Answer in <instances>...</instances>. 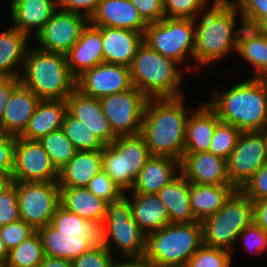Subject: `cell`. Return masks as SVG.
<instances>
[{
  "instance_id": "obj_1",
  "label": "cell",
  "mask_w": 267,
  "mask_h": 267,
  "mask_svg": "<svg viewBox=\"0 0 267 267\" xmlns=\"http://www.w3.org/2000/svg\"><path fill=\"white\" fill-rule=\"evenodd\" d=\"M183 101L182 96L147 100L140 134L151 156H168L181 161L186 123L191 113Z\"/></svg>"
},
{
  "instance_id": "obj_2",
  "label": "cell",
  "mask_w": 267,
  "mask_h": 267,
  "mask_svg": "<svg viewBox=\"0 0 267 267\" xmlns=\"http://www.w3.org/2000/svg\"><path fill=\"white\" fill-rule=\"evenodd\" d=\"M207 103L221 122L241 132L262 131L267 119V78L251 77L224 92H213Z\"/></svg>"
},
{
  "instance_id": "obj_3",
  "label": "cell",
  "mask_w": 267,
  "mask_h": 267,
  "mask_svg": "<svg viewBox=\"0 0 267 267\" xmlns=\"http://www.w3.org/2000/svg\"><path fill=\"white\" fill-rule=\"evenodd\" d=\"M208 8L206 13L200 15V21L195 19L194 60L197 67L224 59L233 50L236 52L241 29L235 30L236 15L241 19V14L233 0H214Z\"/></svg>"
},
{
  "instance_id": "obj_4",
  "label": "cell",
  "mask_w": 267,
  "mask_h": 267,
  "mask_svg": "<svg viewBox=\"0 0 267 267\" xmlns=\"http://www.w3.org/2000/svg\"><path fill=\"white\" fill-rule=\"evenodd\" d=\"M29 49L20 70L21 83L40 99L66 100L76 88V78L69 70L66 55L38 47Z\"/></svg>"
},
{
  "instance_id": "obj_5",
  "label": "cell",
  "mask_w": 267,
  "mask_h": 267,
  "mask_svg": "<svg viewBox=\"0 0 267 267\" xmlns=\"http://www.w3.org/2000/svg\"><path fill=\"white\" fill-rule=\"evenodd\" d=\"M202 245L200 221L170 223L145 235L142 259L157 267H185Z\"/></svg>"
},
{
  "instance_id": "obj_6",
  "label": "cell",
  "mask_w": 267,
  "mask_h": 267,
  "mask_svg": "<svg viewBox=\"0 0 267 267\" xmlns=\"http://www.w3.org/2000/svg\"><path fill=\"white\" fill-rule=\"evenodd\" d=\"M178 65L175 60L164 57L143 42L130 66L132 84L148 99L181 97L178 88L182 75Z\"/></svg>"
},
{
  "instance_id": "obj_7",
  "label": "cell",
  "mask_w": 267,
  "mask_h": 267,
  "mask_svg": "<svg viewBox=\"0 0 267 267\" xmlns=\"http://www.w3.org/2000/svg\"><path fill=\"white\" fill-rule=\"evenodd\" d=\"M253 222V200L236 189L216 213L201 221L203 244L232 251L239 234Z\"/></svg>"
},
{
  "instance_id": "obj_8",
  "label": "cell",
  "mask_w": 267,
  "mask_h": 267,
  "mask_svg": "<svg viewBox=\"0 0 267 267\" xmlns=\"http://www.w3.org/2000/svg\"><path fill=\"white\" fill-rule=\"evenodd\" d=\"M150 156L141 134L117 136L102 150V170L126 192L134 187Z\"/></svg>"
},
{
  "instance_id": "obj_9",
  "label": "cell",
  "mask_w": 267,
  "mask_h": 267,
  "mask_svg": "<svg viewBox=\"0 0 267 267\" xmlns=\"http://www.w3.org/2000/svg\"><path fill=\"white\" fill-rule=\"evenodd\" d=\"M100 234L101 243L111 253V246L114 245L124 254L125 259L142 258L145 234L133 219L126 192L121 199L108 203Z\"/></svg>"
},
{
  "instance_id": "obj_10",
  "label": "cell",
  "mask_w": 267,
  "mask_h": 267,
  "mask_svg": "<svg viewBox=\"0 0 267 267\" xmlns=\"http://www.w3.org/2000/svg\"><path fill=\"white\" fill-rule=\"evenodd\" d=\"M143 42L164 57L181 64L187 54L193 57L195 48V19L168 18L148 24Z\"/></svg>"
},
{
  "instance_id": "obj_11",
  "label": "cell",
  "mask_w": 267,
  "mask_h": 267,
  "mask_svg": "<svg viewBox=\"0 0 267 267\" xmlns=\"http://www.w3.org/2000/svg\"><path fill=\"white\" fill-rule=\"evenodd\" d=\"M18 195L20 219L35 230L50 224L60 205V186L51 182H13Z\"/></svg>"
},
{
  "instance_id": "obj_12",
  "label": "cell",
  "mask_w": 267,
  "mask_h": 267,
  "mask_svg": "<svg viewBox=\"0 0 267 267\" xmlns=\"http://www.w3.org/2000/svg\"><path fill=\"white\" fill-rule=\"evenodd\" d=\"M147 100L134 86L99 99L102 111L116 136L140 134Z\"/></svg>"
},
{
  "instance_id": "obj_13",
  "label": "cell",
  "mask_w": 267,
  "mask_h": 267,
  "mask_svg": "<svg viewBox=\"0 0 267 267\" xmlns=\"http://www.w3.org/2000/svg\"><path fill=\"white\" fill-rule=\"evenodd\" d=\"M226 162L231 184L240 189L267 162L264 134L241 132Z\"/></svg>"
},
{
  "instance_id": "obj_14",
  "label": "cell",
  "mask_w": 267,
  "mask_h": 267,
  "mask_svg": "<svg viewBox=\"0 0 267 267\" xmlns=\"http://www.w3.org/2000/svg\"><path fill=\"white\" fill-rule=\"evenodd\" d=\"M13 182H51L58 180V170L38 140L16 137Z\"/></svg>"
},
{
  "instance_id": "obj_15",
  "label": "cell",
  "mask_w": 267,
  "mask_h": 267,
  "mask_svg": "<svg viewBox=\"0 0 267 267\" xmlns=\"http://www.w3.org/2000/svg\"><path fill=\"white\" fill-rule=\"evenodd\" d=\"M89 20L80 14L57 9L34 37L41 50L66 54L80 38Z\"/></svg>"
},
{
  "instance_id": "obj_16",
  "label": "cell",
  "mask_w": 267,
  "mask_h": 267,
  "mask_svg": "<svg viewBox=\"0 0 267 267\" xmlns=\"http://www.w3.org/2000/svg\"><path fill=\"white\" fill-rule=\"evenodd\" d=\"M132 87L130 67L120 64L103 62L76 78V89L97 99Z\"/></svg>"
},
{
  "instance_id": "obj_17",
  "label": "cell",
  "mask_w": 267,
  "mask_h": 267,
  "mask_svg": "<svg viewBox=\"0 0 267 267\" xmlns=\"http://www.w3.org/2000/svg\"><path fill=\"white\" fill-rule=\"evenodd\" d=\"M190 183L232 185L226 159L210 152H184L179 171Z\"/></svg>"
},
{
  "instance_id": "obj_18",
  "label": "cell",
  "mask_w": 267,
  "mask_h": 267,
  "mask_svg": "<svg viewBox=\"0 0 267 267\" xmlns=\"http://www.w3.org/2000/svg\"><path fill=\"white\" fill-rule=\"evenodd\" d=\"M67 112L85 124L104 145H109L117 137L102 111L100 101L81 93L76 88L66 99Z\"/></svg>"
},
{
  "instance_id": "obj_19",
  "label": "cell",
  "mask_w": 267,
  "mask_h": 267,
  "mask_svg": "<svg viewBox=\"0 0 267 267\" xmlns=\"http://www.w3.org/2000/svg\"><path fill=\"white\" fill-rule=\"evenodd\" d=\"M102 44L101 27L88 22L78 41L65 54L69 70L75 78L104 62Z\"/></svg>"
},
{
  "instance_id": "obj_20",
  "label": "cell",
  "mask_w": 267,
  "mask_h": 267,
  "mask_svg": "<svg viewBox=\"0 0 267 267\" xmlns=\"http://www.w3.org/2000/svg\"><path fill=\"white\" fill-rule=\"evenodd\" d=\"M89 22L97 27L133 30L143 35L148 26L130 0H101Z\"/></svg>"
},
{
  "instance_id": "obj_21",
  "label": "cell",
  "mask_w": 267,
  "mask_h": 267,
  "mask_svg": "<svg viewBox=\"0 0 267 267\" xmlns=\"http://www.w3.org/2000/svg\"><path fill=\"white\" fill-rule=\"evenodd\" d=\"M40 98L28 87L20 83L12 92L0 122V131L20 136L34 114Z\"/></svg>"
},
{
  "instance_id": "obj_22",
  "label": "cell",
  "mask_w": 267,
  "mask_h": 267,
  "mask_svg": "<svg viewBox=\"0 0 267 267\" xmlns=\"http://www.w3.org/2000/svg\"><path fill=\"white\" fill-rule=\"evenodd\" d=\"M104 62L130 67L143 34L133 30L101 27Z\"/></svg>"
},
{
  "instance_id": "obj_23",
  "label": "cell",
  "mask_w": 267,
  "mask_h": 267,
  "mask_svg": "<svg viewBox=\"0 0 267 267\" xmlns=\"http://www.w3.org/2000/svg\"><path fill=\"white\" fill-rule=\"evenodd\" d=\"M57 9L51 0H12L9 10L12 26L29 37L34 29L36 36Z\"/></svg>"
},
{
  "instance_id": "obj_24",
  "label": "cell",
  "mask_w": 267,
  "mask_h": 267,
  "mask_svg": "<svg viewBox=\"0 0 267 267\" xmlns=\"http://www.w3.org/2000/svg\"><path fill=\"white\" fill-rule=\"evenodd\" d=\"M220 121L217 112L208 103L192 111L186 123L184 152H208Z\"/></svg>"
},
{
  "instance_id": "obj_25",
  "label": "cell",
  "mask_w": 267,
  "mask_h": 267,
  "mask_svg": "<svg viewBox=\"0 0 267 267\" xmlns=\"http://www.w3.org/2000/svg\"><path fill=\"white\" fill-rule=\"evenodd\" d=\"M180 171V161L168 156H150L135 180L133 193L157 194Z\"/></svg>"
},
{
  "instance_id": "obj_26",
  "label": "cell",
  "mask_w": 267,
  "mask_h": 267,
  "mask_svg": "<svg viewBox=\"0 0 267 267\" xmlns=\"http://www.w3.org/2000/svg\"><path fill=\"white\" fill-rule=\"evenodd\" d=\"M60 205L72 212L102 226L108 202L95 196L87 187H60Z\"/></svg>"
},
{
  "instance_id": "obj_27",
  "label": "cell",
  "mask_w": 267,
  "mask_h": 267,
  "mask_svg": "<svg viewBox=\"0 0 267 267\" xmlns=\"http://www.w3.org/2000/svg\"><path fill=\"white\" fill-rule=\"evenodd\" d=\"M103 168L102 150L77 151L74 157L58 170L60 187H87Z\"/></svg>"
},
{
  "instance_id": "obj_28",
  "label": "cell",
  "mask_w": 267,
  "mask_h": 267,
  "mask_svg": "<svg viewBox=\"0 0 267 267\" xmlns=\"http://www.w3.org/2000/svg\"><path fill=\"white\" fill-rule=\"evenodd\" d=\"M36 231L40 235L45 256L72 261L93 247L81 234H62L50 224Z\"/></svg>"
},
{
  "instance_id": "obj_29",
  "label": "cell",
  "mask_w": 267,
  "mask_h": 267,
  "mask_svg": "<svg viewBox=\"0 0 267 267\" xmlns=\"http://www.w3.org/2000/svg\"><path fill=\"white\" fill-rule=\"evenodd\" d=\"M66 112V100L40 99L34 114L19 137L39 140L50 132L61 129Z\"/></svg>"
},
{
  "instance_id": "obj_30",
  "label": "cell",
  "mask_w": 267,
  "mask_h": 267,
  "mask_svg": "<svg viewBox=\"0 0 267 267\" xmlns=\"http://www.w3.org/2000/svg\"><path fill=\"white\" fill-rule=\"evenodd\" d=\"M157 193L166 206L170 223H191L197 221L190 207V182L179 172Z\"/></svg>"
},
{
  "instance_id": "obj_31",
  "label": "cell",
  "mask_w": 267,
  "mask_h": 267,
  "mask_svg": "<svg viewBox=\"0 0 267 267\" xmlns=\"http://www.w3.org/2000/svg\"><path fill=\"white\" fill-rule=\"evenodd\" d=\"M132 195V201L128 200L131 204L133 219L145 235L170 224L166 206L157 194L133 193Z\"/></svg>"
},
{
  "instance_id": "obj_32",
  "label": "cell",
  "mask_w": 267,
  "mask_h": 267,
  "mask_svg": "<svg viewBox=\"0 0 267 267\" xmlns=\"http://www.w3.org/2000/svg\"><path fill=\"white\" fill-rule=\"evenodd\" d=\"M236 190L233 185L190 183V207L197 221L216 213Z\"/></svg>"
},
{
  "instance_id": "obj_33",
  "label": "cell",
  "mask_w": 267,
  "mask_h": 267,
  "mask_svg": "<svg viewBox=\"0 0 267 267\" xmlns=\"http://www.w3.org/2000/svg\"><path fill=\"white\" fill-rule=\"evenodd\" d=\"M236 52L256 70L252 77L267 78V35L241 24Z\"/></svg>"
},
{
  "instance_id": "obj_34",
  "label": "cell",
  "mask_w": 267,
  "mask_h": 267,
  "mask_svg": "<svg viewBox=\"0 0 267 267\" xmlns=\"http://www.w3.org/2000/svg\"><path fill=\"white\" fill-rule=\"evenodd\" d=\"M29 36L12 26L0 34V76L20 78L19 64L22 65L28 51ZM18 64V65H17Z\"/></svg>"
},
{
  "instance_id": "obj_35",
  "label": "cell",
  "mask_w": 267,
  "mask_h": 267,
  "mask_svg": "<svg viewBox=\"0 0 267 267\" xmlns=\"http://www.w3.org/2000/svg\"><path fill=\"white\" fill-rule=\"evenodd\" d=\"M50 225L62 234H81L93 246L101 243L100 226L67 211L61 205L54 213Z\"/></svg>"
},
{
  "instance_id": "obj_36",
  "label": "cell",
  "mask_w": 267,
  "mask_h": 267,
  "mask_svg": "<svg viewBox=\"0 0 267 267\" xmlns=\"http://www.w3.org/2000/svg\"><path fill=\"white\" fill-rule=\"evenodd\" d=\"M61 129L77 151H98L103 150L105 147L85 124L71 116L68 112L64 115Z\"/></svg>"
},
{
  "instance_id": "obj_37",
  "label": "cell",
  "mask_w": 267,
  "mask_h": 267,
  "mask_svg": "<svg viewBox=\"0 0 267 267\" xmlns=\"http://www.w3.org/2000/svg\"><path fill=\"white\" fill-rule=\"evenodd\" d=\"M44 256L42 241L36 231L9 251L5 267H38Z\"/></svg>"
},
{
  "instance_id": "obj_38",
  "label": "cell",
  "mask_w": 267,
  "mask_h": 267,
  "mask_svg": "<svg viewBox=\"0 0 267 267\" xmlns=\"http://www.w3.org/2000/svg\"><path fill=\"white\" fill-rule=\"evenodd\" d=\"M38 141L57 170L67 164L77 152L62 129L52 131Z\"/></svg>"
},
{
  "instance_id": "obj_39",
  "label": "cell",
  "mask_w": 267,
  "mask_h": 267,
  "mask_svg": "<svg viewBox=\"0 0 267 267\" xmlns=\"http://www.w3.org/2000/svg\"><path fill=\"white\" fill-rule=\"evenodd\" d=\"M240 134L241 131L238 128L220 121L216 125L208 152L227 160Z\"/></svg>"
},
{
  "instance_id": "obj_40",
  "label": "cell",
  "mask_w": 267,
  "mask_h": 267,
  "mask_svg": "<svg viewBox=\"0 0 267 267\" xmlns=\"http://www.w3.org/2000/svg\"><path fill=\"white\" fill-rule=\"evenodd\" d=\"M231 265L232 258L228 250L203 244L185 267H230Z\"/></svg>"
},
{
  "instance_id": "obj_41",
  "label": "cell",
  "mask_w": 267,
  "mask_h": 267,
  "mask_svg": "<svg viewBox=\"0 0 267 267\" xmlns=\"http://www.w3.org/2000/svg\"><path fill=\"white\" fill-rule=\"evenodd\" d=\"M164 13L168 18L196 19L203 9L207 8L208 0H163Z\"/></svg>"
},
{
  "instance_id": "obj_42",
  "label": "cell",
  "mask_w": 267,
  "mask_h": 267,
  "mask_svg": "<svg viewBox=\"0 0 267 267\" xmlns=\"http://www.w3.org/2000/svg\"><path fill=\"white\" fill-rule=\"evenodd\" d=\"M87 189L108 203L121 199L125 193L103 170L89 182Z\"/></svg>"
},
{
  "instance_id": "obj_43",
  "label": "cell",
  "mask_w": 267,
  "mask_h": 267,
  "mask_svg": "<svg viewBox=\"0 0 267 267\" xmlns=\"http://www.w3.org/2000/svg\"><path fill=\"white\" fill-rule=\"evenodd\" d=\"M115 262L113 254L102 243H99L72 260V265L73 267H114Z\"/></svg>"
},
{
  "instance_id": "obj_44",
  "label": "cell",
  "mask_w": 267,
  "mask_h": 267,
  "mask_svg": "<svg viewBox=\"0 0 267 267\" xmlns=\"http://www.w3.org/2000/svg\"><path fill=\"white\" fill-rule=\"evenodd\" d=\"M35 232L36 230L30 224L21 219L0 227V237L9 251L27 240Z\"/></svg>"
},
{
  "instance_id": "obj_45",
  "label": "cell",
  "mask_w": 267,
  "mask_h": 267,
  "mask_svg": "<svg viewBox=\"0 0 267 267\" xmlns=\"http://www.w3.org/2000/svg\"><path fill=\"white\" fill-rule=\"evenodd\" d=\"M20 219L16 185L12 183L0 194V227Z\"/></svg>"
},
{
  "instance_id": "obj_46",
  "label": "cell",
  "mask_w": 267,
  "mask_h": 267,
  "mask_svg": "<svg viewBox=\"0 0 267 267\" xmlns=\"http://www.w3.org/2000/svg\"><path fill=\"white\" fill-rule=\"evenodd\" d=\"M241 14L240 22L254 27L267 14V0H235Z\"/></svg>"
},
{
  "instance_id": "obj_47",
  "label": "cell",
  "mask_w": 267,
  "mask_h": 267,
  "mask_svg": "<svg viewBox=\"0 0 267 267\" xmlns=\"http://www.w3.org/2000/svg\"><path fill=\"white\" fill-rule=\"evenodd\" d=\"M243 238L247 252L259 254L267 250V232L262 230L255 222L246 226L238 238Z\"/></svg>"
},
{
  "instance_id": "obj_48",
  "label": "cell",
  "mask_w": 267,
  "mask_h": 267,
  "mask_svg": "<svg viewBox=\"0 0 267 267\" xmlns=\"http://www.w3.org/2000/svg\"><path fill=\"white\" fill-rule=\"evenodd\" d=\"M250 199L267 198V162L240 188Z\"/></svg>"
},
{
  "instance_id": "obj_49",
  "label": "cell",
  "mask_w": 267,
  "mask_h": 267,
  "mask_svg": "<svg viewBox=\"0 0 267 267\" xmlns=\"http://www.w3.org/2000/svg\"><path fill=\"white\" fill-rule=\"evenodd\" d=\"M130 2L147 24L161 21L165 17L163 0H130Z\"/></svg>"
},
{
  "instance_id": "obj_50",
  "label": "cell",
  "mask_w": 267,
  "mask_h": 267,
  "mask_svg": "<svg viewBox=\"0 0 267 267\" xmlns=\"http://www.w3.org/2000/svg\"><path fill=\"white\" fill-rule=\"evenodd\" d=\"M15 142V136L0 131V174H12Z\"/></svg>"
},
{
  "instance_id": "obj_51",
  "label": "cell",
  "mask_w": 267,
  "mask_h": 267,
  "mask_svg": "<svg viewBox=\"0 0 267 267\" xmlns=\"http://www.w3.org/2000/svg\"><path fill=\"white\" fill-rule=\"evenodd\" d=\"M100 2L101 0H65L60 7L66 12L80 14L90 20Z\"/></svg>"
},
{
  "instance_id": "obj_52",
  "label": "cell",
  "mask_w": 267,
  "mask_h": 267,
  "mask_svg": "<svg viewBox=\"0 0 267 267\" xmlns=\"http://www.w3.org/2000/svg\"><path fill=\"white\" fill-rule=\"evenodd\" d=\"M21 83L20 78L0 76V122L4 116L6 105L10 101L13 90Z\"/></svg>"
},
{
  "instance_id": "obj_53",
  "label": "cell",
  "mask_w": 267,
  "mask_h": 267,
  "mask_svg": "<svg viewBox=\"0 0 267 267\" xmlns=\"http://www.w3.org/2000/svg\"><path fill=\"white\" fill-rule=\"evenodd\" d=\"M254 222L267 232V198L253 201Z\"/></svg>"
},
{
  "instance_id": "obj_54",
  "label": "cell",
  "mask_w": 267,
  "mask_h": 267,
  "mask_svg": "<svg viewBox=\"0 0 267 267\" xmlns=\"http://www.w3.org/2000/svg\"><path fill=\"white\" fill-rule=\"evenodd\" d=\"M38 267H73V265L71 260L44 256Z\"/></svg>"
},
{
  "instance_id": "obj_55",
  "label": "cell",
  "mask_w": 267,
  "mask_h": 267,
  "mask_svg": "<svg viewBox=\"0 0 267 267\" xmlns=\"http://www.w3.org/2000/svg\"><path fill=\"white\" fill-rule=\"evenodd\" d=\"M114 267H157L148 260L142 258H130L125 262H115Z\"/></svg>"
},
{
  "instance_id": "obj_56",
  "label": "cell",
  "mask_w": 267,
  "mask_h": 267,
  "mask_svg": "<svg viewBox=\"0 0 267 267\" xmlns=\"http://www.w3.org/2000/svg\"><path fill=\"white\" fill-rule=\"evenodd\" d=\"M9 250L0 237V267H5L8 260Z\"/></svg>"
},
{
  "instance_id": "obj_57",
  "label": "cell",
  "mask_w": 267,
  "mask_h": 267,
  "mask_svg": "<svg viewBox=\"0 0 267 267\" xmlns=\"http://www.w3.org/2000/svg\"><path fill=\"white\" fill-rule=\"evenodd\" d=\"M13 183L12 181V176L8 174H0V194L8 188L11 184Z\"/></svg>"
},
{
  "instance_id": "obj_58",
  "label": "cell",
  "mask_w": 267,
  "mask_h": 267,
  "mask_svg": "<svg viewBox=\"0 0 267 267\" xmlns=\"http://www.w3.org/2000/svg\"><path fill=\"white\" fill-rule=\"evenodd\" d=\"M254 28L267 35V14L254 26Z\"/></svg>"
},
{
  "instance_id": "obj_59",
  "label": "cell",
  "mask_w": 267,
  "mask_h": 267,
  "mask_svg": "<svg viewBox=\"0 0 267 267\" xmlns=\"http://www.w3.org/2000/svg\"><path fill=\"white\" fill-rule=\"evenodd\" d=\"M58 8L63 4L65 0H51Z\"/></svg>"
},
{
  "instance_id": "obj_60",
  "label": "cell",
  "mask_w": 267,
  "mask_h": 267,
  "mask_svg": "<svg viewBox=\"0 0 267 267\" xmlns=\"http://www.w3.org/2000/svg\"><path fill=\"white\" fill-rule=\"evenodd\" d=\"M264 134V140L266 145V152H267V128L261 131Z\"/></svg>"
}]
</instances>
